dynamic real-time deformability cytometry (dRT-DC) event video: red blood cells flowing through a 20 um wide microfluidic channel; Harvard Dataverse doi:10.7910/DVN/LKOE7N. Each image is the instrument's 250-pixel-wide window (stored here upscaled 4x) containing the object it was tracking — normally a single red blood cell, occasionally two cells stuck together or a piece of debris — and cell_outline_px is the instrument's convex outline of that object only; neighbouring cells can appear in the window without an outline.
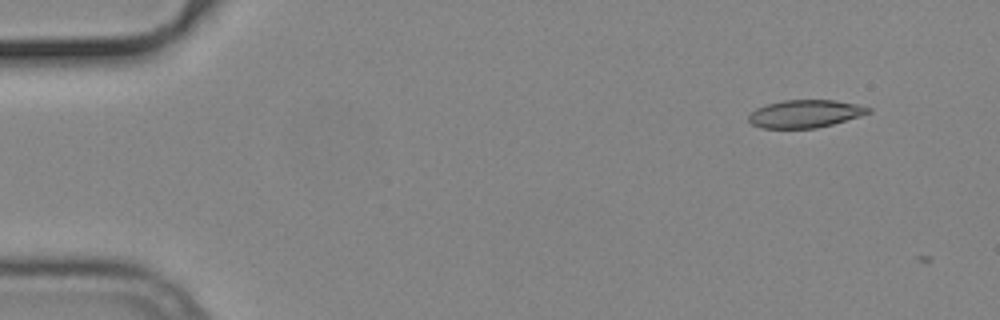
{"species": "common noctule bat (a hibernating species)", "species_latin": "Nyctalus noctula", "temperature_condition": "cold", "stored_images_in_passage": 3, "camera_frame_rate_fps": 3000, "um_per_image_px": 0.085, "animal": {"sex": "male", "body_mass_g": 19.2, "forearm_length_mm": 51.8}, "frame": {"image": 1, "passage_image": 2, "time_ms": 0.333, "image_size_px": [1000, 320], "cell_outline_px": [[872, 112], [860, 116], [832, 124], [816, 128], [760, 128], [752, 124], [748, 120], [748, 116], [756, 108], [764, 104], [784, 100], [836, 100], [856, 104], [872, 108]], "centroid_in_image_um": [68.42, 9.66], "position_along_channel_um": 16.6, "area_um2": 19.42}}